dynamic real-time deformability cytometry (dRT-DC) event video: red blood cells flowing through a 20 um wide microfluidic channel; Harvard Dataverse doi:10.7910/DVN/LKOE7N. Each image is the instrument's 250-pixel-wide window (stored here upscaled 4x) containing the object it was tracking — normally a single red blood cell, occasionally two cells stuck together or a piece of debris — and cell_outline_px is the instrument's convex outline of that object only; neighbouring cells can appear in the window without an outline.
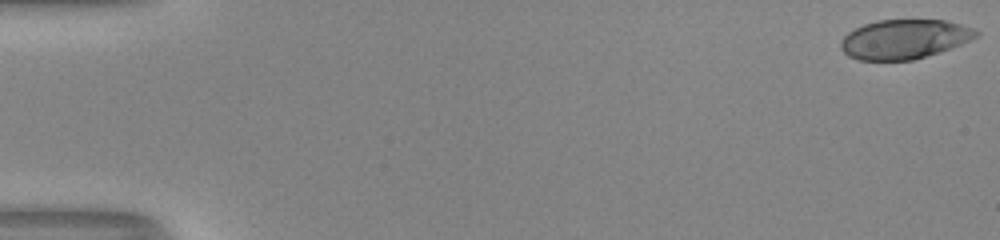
{"species": "human", "species_latin": "Homo sapiens", "temperature_condition": "room temperature", "stored_images_in_passage": 53, "camera_frame_rate_fps": 3000, "um_per_image_px": 0.085, "donor": {"sex": "male"}, "frame": {"image": 1, "passage_image": 1, "time_ms": 0.0, "image_size_px": [1000, 240], "cell_outline_px": [[980, 32], [976, 36], [960, 44], [912, 60], [860, 60], [848, 56], [840, 48], [840, 40], [848, 32], [864, 24], [876, 20], [944, 20], [960, 24], [972, 28]], "centroid_in_image_um": [76.8, 3.32], "position_along_channel_um": 8.2, "area_um2": 30.63}}
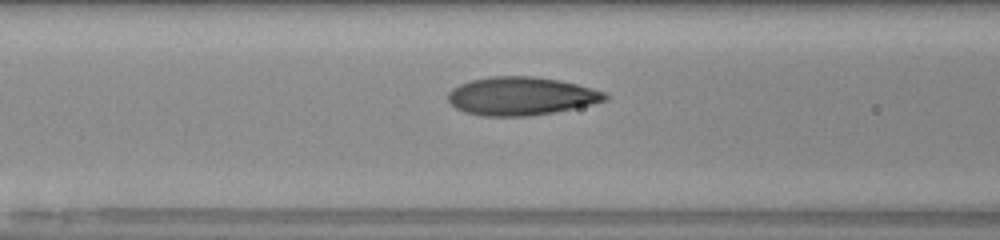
{"frame": {"image": 2, "passage_image": 23, "time_ms": 7.333, "image_size_px": [1000, 240], "cell_outline_px": [[608, 100], [592, 104], [552, 112], [528, 116], [480, 116], [464, 112], [456, 108], [448, 100], [448, 92], [452, 88], [460, 84], [472, 80], [492, 76], [532, 76], [560, 80], [592, 88], [604, 92], [608, 96]], "centroid_in_image_um": [44.27, 8.17], "position_along_channel_um": 122.3, "area_um2": 34.91}}
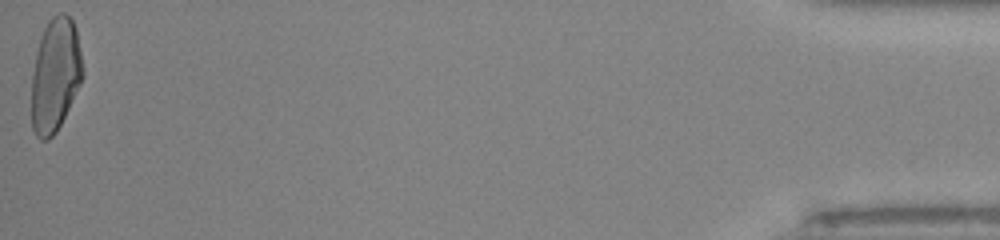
{"frame": {"image": 3, "passage_image": 53, "time_ms": 17.333, "image_size_px": [1000, 240], "cell_outline_px": [[84, 76], [56, 132], [48, 140], [40, 140], [36, 136], [32, 128], [32, 76], [36, 52], [40, 36], [48, 20], [56, 12], [64, 12], [72, 20], [76, 28], [84, 68]], "centroid_in_image_um": [4.7, 6.34], "position_along_channel_um": 430.5, "area_um2": 34.04}, "authors_computed_cell_mechanics": {"area_um2": 33.4084, "velocity_mm_per_s": 4.0623, "shape_relaxation_time_tau1_ms": 6.7093, "shape_relaxation_time_tau2_ms": 0.7733, "deformation_change_tau1": 0.2418, "deformation_change_tau2": 0.0692}}